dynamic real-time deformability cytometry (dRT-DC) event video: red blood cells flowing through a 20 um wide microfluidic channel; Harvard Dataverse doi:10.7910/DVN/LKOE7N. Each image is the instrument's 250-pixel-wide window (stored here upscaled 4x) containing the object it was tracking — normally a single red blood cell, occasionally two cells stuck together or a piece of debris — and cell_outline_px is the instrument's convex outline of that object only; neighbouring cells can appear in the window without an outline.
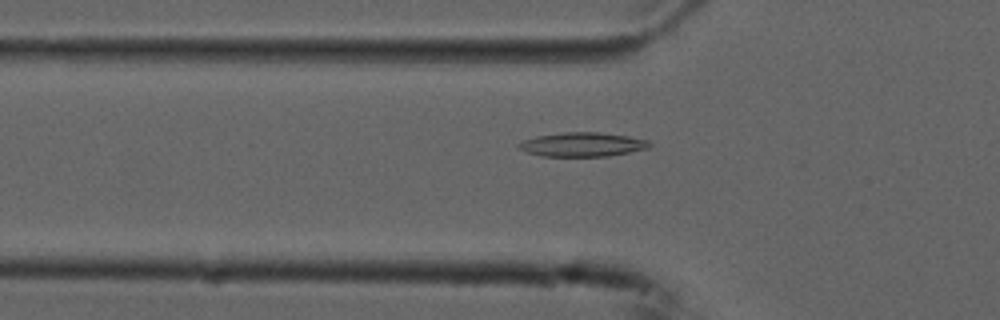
{"species": "common noctule bat (a hibernating species)", "species_latin": "Nyctalus noctula", "temperature_condition": "cold", "stored_images_in_passage": 43, "camera_frame_rate_fps": 3000, "um_per_image_px": 0.085, "animal": {"sex": "male", "forearm_length_mm": 52.5}, "frame": {"image": 1, "passage_image": 14, "time_ms": 4.333, "image_size_px": [1000, 320], "cell_outline_px": [[652, 144], [648, 148], [608, 156], [540, 156], [528, 152], [520, 148], [516, 144], [524, 140], [536, 136], [564, 132], [600, 132], [628, 136], [648, 140]], "centroid_in_image_um": [49.51, 12.27], "position_along_channel_um": 76.3, "area_um2": 18.26}}
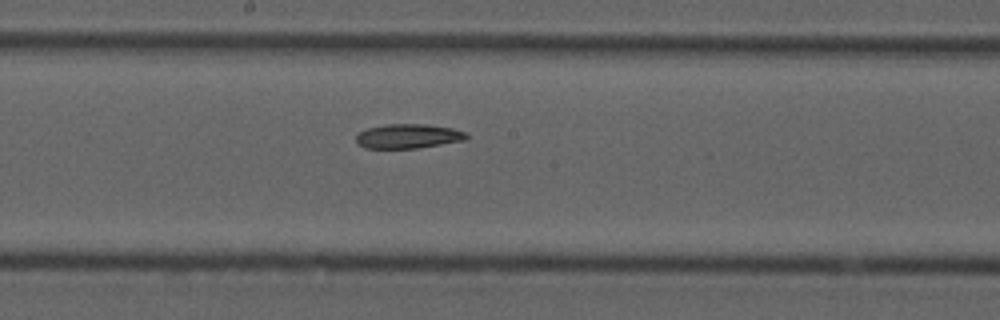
{"frame": {"image": 2, "passage_image": 25, "time_ms": 8.0, "image_size_px": [1000, 320], "cell_outline_px": [[468, 140], [416, 148], [364, 148], [356, 144], [356, 136], [360, 132], [368, 128], [388, 124], [428, 124], [452, 128], [464, 132], [468, 136]], "centroid_in_image_um": [34.7, 11.58], "position_along_channel_um": 213.5, "area_um2": 15.72}}
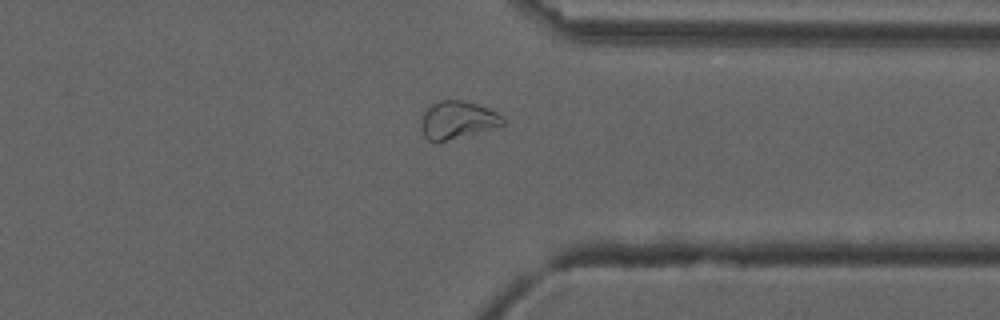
{"frame": {"image": 3, "passage_image": 38, "time_ms": 12.333, "image_size_px": [1000, 320], "cell_outline_px": [[504, 124], [444, 140], [428, 140], [424, 136], [420, 124], [424, 112], [432, 104], [440, 100], [460, 100], [476, 104], [488, 108], [496, 112], [504, 120]], "centroid_in_image_um": [38.83, 10.16], "position_along_channel_um": 372.6, "area_um2": 17.11}}